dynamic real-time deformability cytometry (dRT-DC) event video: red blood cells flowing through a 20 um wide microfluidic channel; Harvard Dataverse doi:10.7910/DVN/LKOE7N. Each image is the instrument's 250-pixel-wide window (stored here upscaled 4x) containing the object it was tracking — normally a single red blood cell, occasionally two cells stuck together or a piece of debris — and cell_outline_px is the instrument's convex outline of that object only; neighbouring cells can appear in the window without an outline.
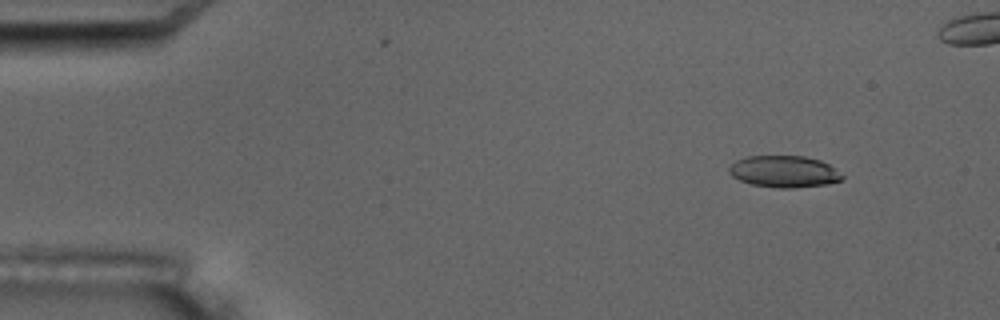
{"species": "common noctule bat (a hibernating species)", "species_latin": "Nyctalus noctula", "temperature_condition": "room temperature", "stored_images_in_passage": 6, "camera_frame_rate_fps": 3000, "um_per_image_px": 0.085, "animal": {"sex": "male", "body_mass_g": 17.5, "forearm_length_mm": 52.3}, "frame": {"image": 1, "passage_image": 2, "time_ms": 1.333, "image_size_px": [1000, 320], "cell_outline_px": [[844, 180], [828, 184], [792, 188], [780, 188], [752, 184], [740, 180], [732, 176], [728, 172], [728, 168], [736, 160], [748, 156], [804, 156], [820, 160], [828, 164], [844, 176]], "centroid_in_image_um": [66.66, 14.58], "position_along_channel_um": 18.3, "area_um2": 20.87}}